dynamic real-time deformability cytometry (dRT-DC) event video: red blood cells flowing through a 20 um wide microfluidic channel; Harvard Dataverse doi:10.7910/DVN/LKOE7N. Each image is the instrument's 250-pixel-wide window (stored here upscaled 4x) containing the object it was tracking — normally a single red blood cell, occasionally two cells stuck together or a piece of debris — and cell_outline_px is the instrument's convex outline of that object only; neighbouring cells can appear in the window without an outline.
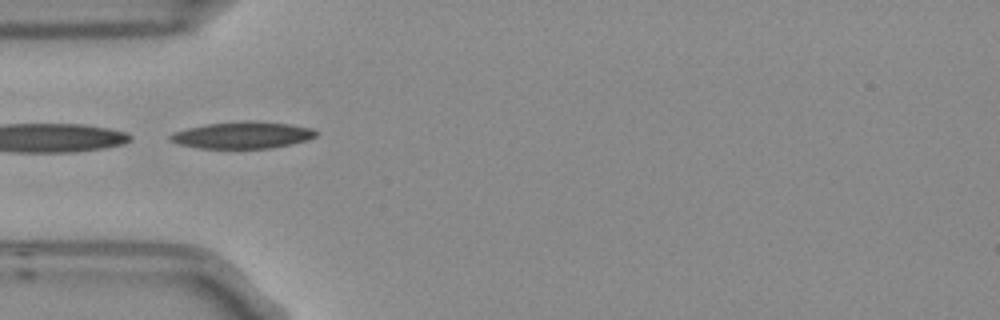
{"species": "Egyptian fruit bat (a non-hibernating species)", "species_latin": "Rousettus aegyptiacus", "temperature_condition": "room temperature", "stored_images_in_passage": 2, "camera_frame_rate_fps": 3000, "um_per_image_px": 0.085, "frame": {"image": 1, "passage_image": 2, "time_ms": 0.333, "image_size_px": [1000, 320], "cell_outline_px": [[316, 136], [308, 140], [292, 144], [272, 148], [200, 148], [176, 144], [168, 140], [168, 136], [172, 132], [204, 124], [244, 120], [252, 120], [288, 124], [312, 128], [316, 132]], "centroid_in_image_um": [20.56, 11.48], "position_along_channel_um": 64.4, "area_um2": 23.0}}